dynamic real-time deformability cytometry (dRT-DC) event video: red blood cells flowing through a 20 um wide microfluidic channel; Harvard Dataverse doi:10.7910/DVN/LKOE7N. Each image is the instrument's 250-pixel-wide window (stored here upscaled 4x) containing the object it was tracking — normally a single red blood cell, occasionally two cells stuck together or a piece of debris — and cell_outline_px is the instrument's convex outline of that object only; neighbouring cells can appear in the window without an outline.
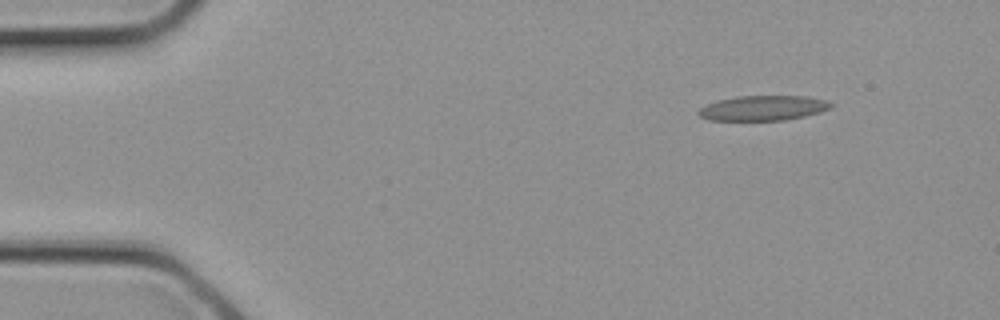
{"species": "common noctule bat (a hibernating species)", "species_latin": "Nyctalus noctula", "temperature_condition": "cold", "stored_images_in_passage": 2, "camera_frame_rate_fps": 3000, "um_per_image_px": 0.085, "animal": {"sex": "female", "body_mass_g": 21.9}, "frame": {"image": 1, "passage_image": 1, "time_ms": 0.0, "image_size_px": [1000, 320], "cell_outline_px": [[836, 104], [832, 108], [820, 112], [804, 116], [784, 120], [708, 120], [700, 116], [696, 112], [700, 108], [716, 100], [736, 96], [804, 96], [828, 100]], "centroid_in_image_um": [64.89, 9.18], "position_along_channel_um": 20.1, "area_um2": 19.42}}